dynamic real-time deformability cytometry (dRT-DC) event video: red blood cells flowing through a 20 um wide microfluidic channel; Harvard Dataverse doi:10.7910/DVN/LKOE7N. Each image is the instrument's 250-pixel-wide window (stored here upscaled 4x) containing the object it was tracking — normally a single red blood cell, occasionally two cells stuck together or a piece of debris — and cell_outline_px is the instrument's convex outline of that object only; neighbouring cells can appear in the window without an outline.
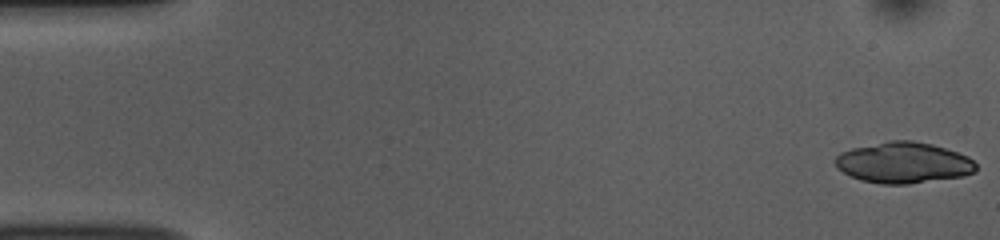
{"species": "common noctule bat (a hibernating species)", "species_latin": "Nyctalus noctula", "temperature_condition": "room temperature", "stored_images_in_passage": 22, "camera_frame_rate_fps": 3000, "um_per_image_px": 0.085, "animal": {"sex": "female", "body_mass_g": 10.0, "forearm_length_mm": 53.1}, "frame": {"image": 1, "passage_image": 1, "time_ms": 0.0, "image_size_px": [1000, 240], "cell_outline_px": [[976, 172], [964, 176], [908, 184], [880, 184], [860, 180], [836, 168], [836, 156], [840, 152], [852, 148], [888, 140], [912, 140], [932, 144], [968, 156], [976, 164]], "centroid_in_image_um": [76.79, 13.83], "position_along_channel_um": 8.2, "area_um2": 33.64}}